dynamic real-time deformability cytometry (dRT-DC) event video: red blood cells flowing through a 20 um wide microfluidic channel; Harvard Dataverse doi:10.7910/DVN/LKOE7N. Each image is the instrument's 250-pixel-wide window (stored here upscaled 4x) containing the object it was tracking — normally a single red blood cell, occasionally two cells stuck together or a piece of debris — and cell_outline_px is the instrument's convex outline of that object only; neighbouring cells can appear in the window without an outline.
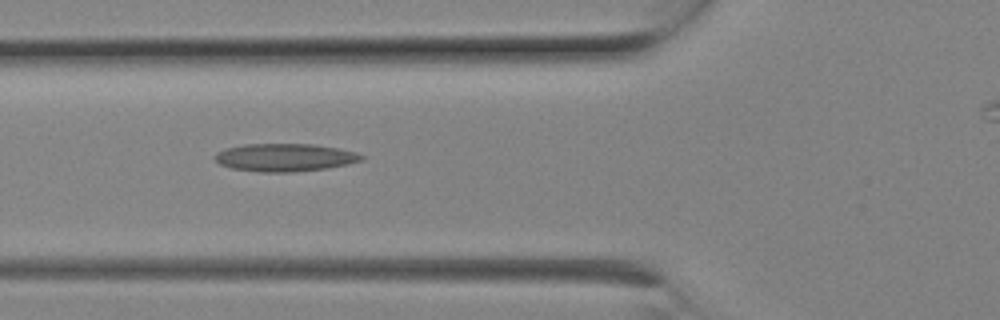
{"species": "Egyptian fruit bat (a non-hibernating species)", "species_latin": "Rousettus aegyptiacus", "temperature_condition": "room temperature", "stored_images_in_passage": 8, "camera_frame_rate_fps": 3000, "um_per_image_px": 0.085, "animal": {"sex": "female"}, "frame": {"image": 1, "passage_image": 7, "time_ms": 2.0, "image_size_px": [1000, 320], "cell_outline_px": [[364, 160], [348, 164], [328, 168], [292, 172], [260, 172], [232, 168], [220, 164], [212, 156], [216, 152], [224, 148], [244, 144], [312, 144], [340, 148], [356, 152], [364, 156]], "centroid_in_image_um": [24.21, 13.38], "position_along_channel_um": 101.6, "area_um2": 23.99}}
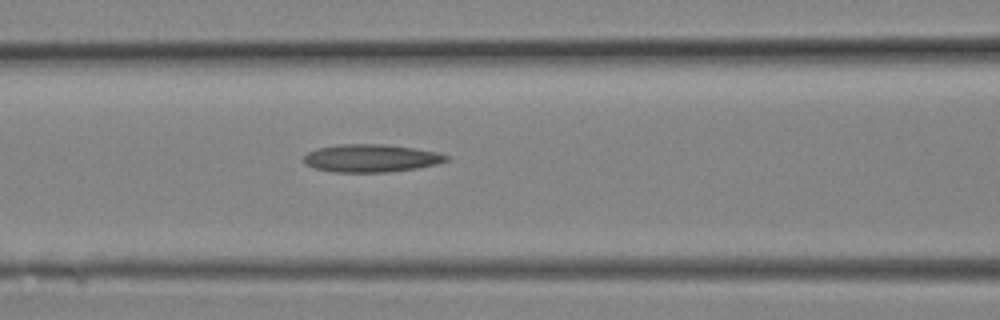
{"frame": {"image": 2, "passage_image": 8, "time_ms": 2.333, "image_size_px": [1000, 320], "cell_outline_px": [[452, 160], [436, 164], [416, 168], [388, 172], [332, 172], [316, 168], [304, 164], [304, 156], [308, 152], [316, 148], [340, 144], [384, 144], [412, 148], [436, 152], [448, 156]], "centroid_in_image_um": [31.53, 13.45], "position_along_channel_um": 135.1, "area_um2": 23.06}}